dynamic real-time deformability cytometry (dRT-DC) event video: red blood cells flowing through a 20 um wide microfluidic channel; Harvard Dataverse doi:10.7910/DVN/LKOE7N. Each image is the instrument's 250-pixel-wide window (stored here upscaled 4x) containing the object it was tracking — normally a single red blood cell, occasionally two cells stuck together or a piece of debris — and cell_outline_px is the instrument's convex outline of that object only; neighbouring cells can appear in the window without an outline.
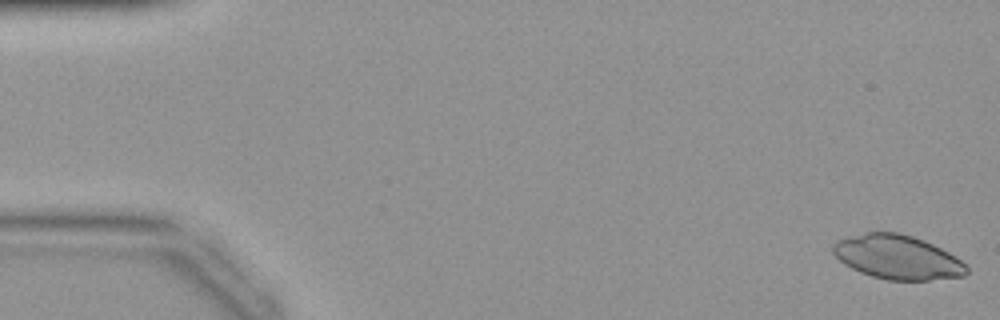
{"species": "common noctule bat (a hibernating species)", "species_latin": "Nyctalus noctula", "temperature_condition": "warm", "stored_images_in_passage": 43, "camera_frame_rate_fps": 3000, "um_per_image_px": 0.085, "animal": {"sex": "female", "body_mass_g": 19.9}, "frame": {"image": 1, "passage_image": 1, "time_ms": 0.0, "image_size_px": [1000, 320], "cell_outline_px": [[968, 272], [964, 276], [928, 280], [888, 280], [872, 276], [860, 272], [844, 264], [832, 252], [832, 244], [836, 240], [868, 232], [900, 232], [924, 240], [956, 256], [968, 268]], "centroid_in_image_um": [76.27, 21.86], "position_along_channel_um": 8.7, "area_um2": 34.22}}